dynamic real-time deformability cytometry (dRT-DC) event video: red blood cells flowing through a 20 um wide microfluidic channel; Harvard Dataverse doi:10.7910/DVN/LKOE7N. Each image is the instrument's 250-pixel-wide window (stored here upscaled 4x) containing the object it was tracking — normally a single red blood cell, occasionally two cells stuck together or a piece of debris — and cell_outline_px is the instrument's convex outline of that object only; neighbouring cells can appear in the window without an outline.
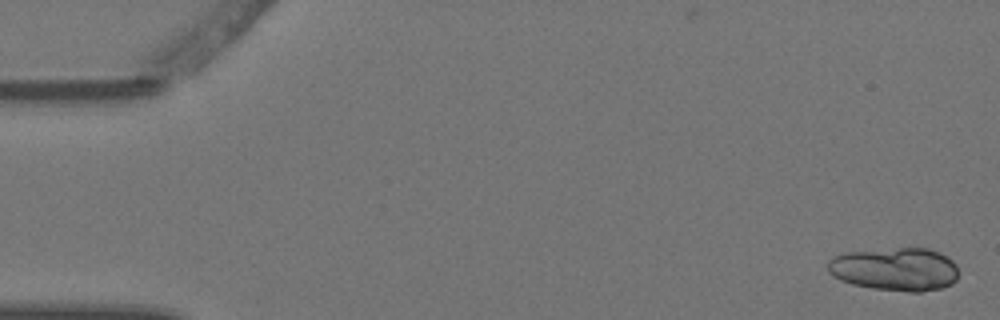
{"species": "Egyptian fruit bat (a non-hibernating species)", "species_latin": "Rousettus aegyptiacus", "temperature_condition": "warm", "stored_images_in_passage": 4, "camera_frame_rate_fps": 3000, "um_per_image_px": 0.085, "animal": {"sex": "female"}, "frame": {"image": 1, "passage_image": 1, "time_ms": 0.0, "image_size_px": [1000, 320], "cell_outline_px": [[956, 280], [952, 284], [944, 288], [920, 292], [908, 292], [872, 288], [852, 284], [840, 280], [828, 272], [828, 260], [832, 256], [840, 252], [900, 248], [928, 248], [940, 252], [948, 256], [956, 264]], "centroid_in_image_um": [76.07, 22.88], "position_along_channel_um": 8.9, "area_um2": 33.35}}